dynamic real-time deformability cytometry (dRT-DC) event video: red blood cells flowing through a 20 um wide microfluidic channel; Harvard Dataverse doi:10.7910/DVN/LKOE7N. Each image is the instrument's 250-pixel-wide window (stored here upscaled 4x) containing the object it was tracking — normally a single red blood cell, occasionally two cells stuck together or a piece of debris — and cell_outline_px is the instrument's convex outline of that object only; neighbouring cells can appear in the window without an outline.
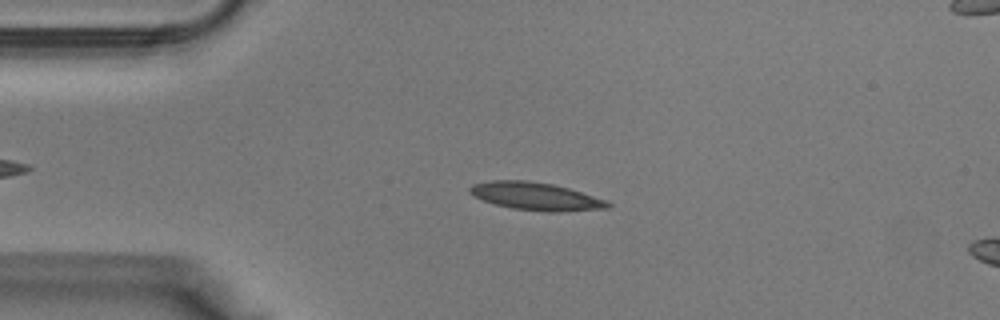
{"species": "Egyptian fruit bat (a non-hibernating species)", "species_latin": "Rousettus aegyptiacus", "temperature_condition": "warm", "stored_images_in_passage": 38, "camera_frame_rate_fps": 3000, "um_per_image_px": 0.085, "animal": {"sex": "male"}, "frame": {"image": 1, "passage_image": 8, "time_ms": 2.333, "image_size_px": [1000, 320], "cell_outline_px": [[612, 204], [608, 208], [560, 212], [544, 212], [512, 208], [496, 204], [472, 196], [468, 192], [468, 188], [472, 184], [492, 180], [528, 180], [552, 184], [568, 188], [608, 200]], "centroid_in_image_um": [45.54, 16.68], "position_along_channel_um": 39.5, "area_um2": 22.48}}
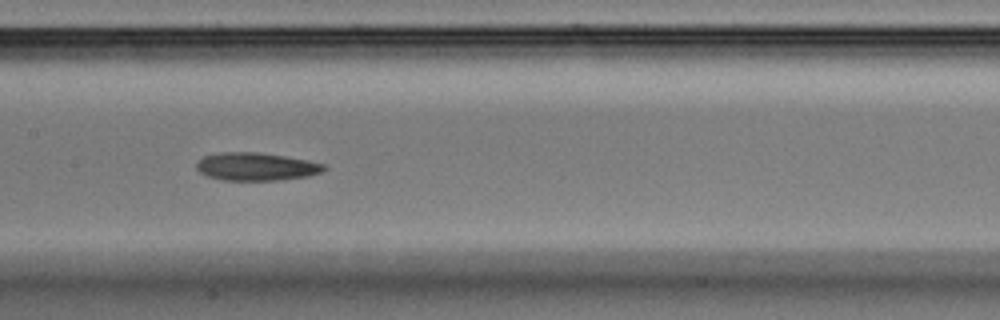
{"frame": {"image": 2, "passage_image": 18, "time_ms": 5.667, "image_size_px": [1000, 320], "cell_outline_px": [[328, 168], [324, 172], [308, 176], [280, 180], [224, 180], [208, 176], [200, 172], [196, 168], [196, 160], [204, 156], [216, 152], [260, 152], [308, 160], [324, 164]], "centroid_in_image_um": [21.78, 14.15], "position_along_channel_um": 185.6, "area_um2": 20.98}}
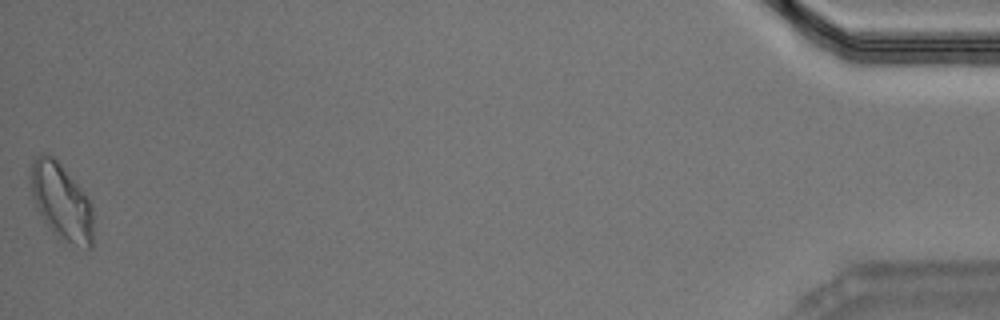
{"frame": {"image": 3, "passage_image": 38, "time_ms": 12.333, "image_size_px": [1000, 320], "cell_outline_px": [[92, 248], [88, 248], [56, 236], [52, 232], [36, 208], [32, 196], [28, 176], [32, 164], [36, 156], [52, 156], [60, 164], [88, 196], [92, 204]], "centroid_in_image_um": [5.2, 17.13], "position_along_channel_um": 430.0, "area_um2": 27.51}}